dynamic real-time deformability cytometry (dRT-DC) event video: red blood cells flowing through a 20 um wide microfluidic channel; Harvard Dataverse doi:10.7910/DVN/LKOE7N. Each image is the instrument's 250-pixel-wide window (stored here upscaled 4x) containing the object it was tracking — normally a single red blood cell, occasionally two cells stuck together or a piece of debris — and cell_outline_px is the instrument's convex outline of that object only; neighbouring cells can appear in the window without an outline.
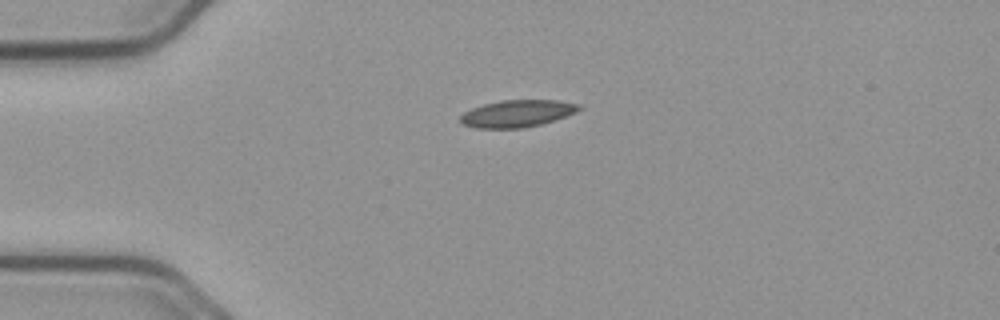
{"species": "common noctule bat (a hibernating species)", "species_latin": "Nyctalus noctula", "temperature_condition": "cold", "stored_images_in_passage": 43, "camera_frame_rate_fps": 3000, "um_per_image_px": 0.085, "animal": {"sex": "male", "body_mass_g": 23.1, "forearm_length_mm": 52.7}, "frame": {"image": 1, "passage_image": 1, "time_ms": 0.0, "image_size_px": [1000, 320], "cell_outline_px": [[584, 108], [576, 112], [540, 124], [524, 128], [476, 128], [464, 124], [460, 120], [460, 116], [464, 112], [472, 108], [484, 104], [500, 100], [560, 100], [580, 104]], "centroid_in_image_um": [43.98, 9.64], "position_along_channel_um": 41.0, "area_um2": 18.67}}
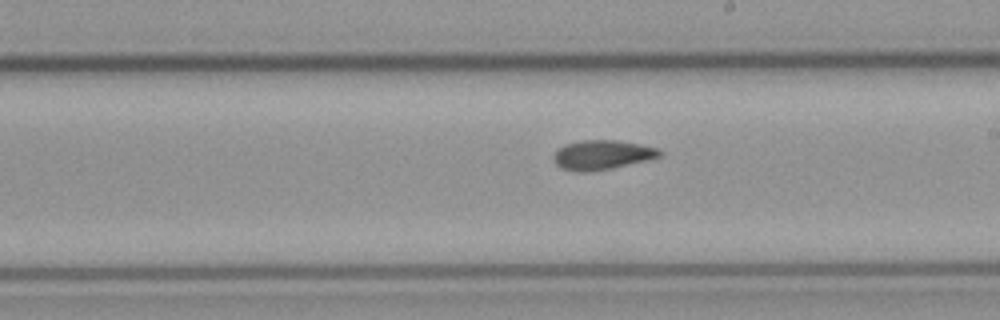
{"frame": {"image": 2, "passage_image": 19, "time_ms": 6.0, "image_size_px": [1000, 320], "cell_outline_px": [[664, 152], [660, 156], [648, 160], [612, 168], [588, 172], [576, 172], [560, 168], [556, 164], [552, 156], [564, 144], [580, 140], [616, 140], [640, 144], [656, 148]], "centroid_in_image_um": [51.16, 13.17], "position_along_channel_um": 237.8, "area_um2": 18.26}}
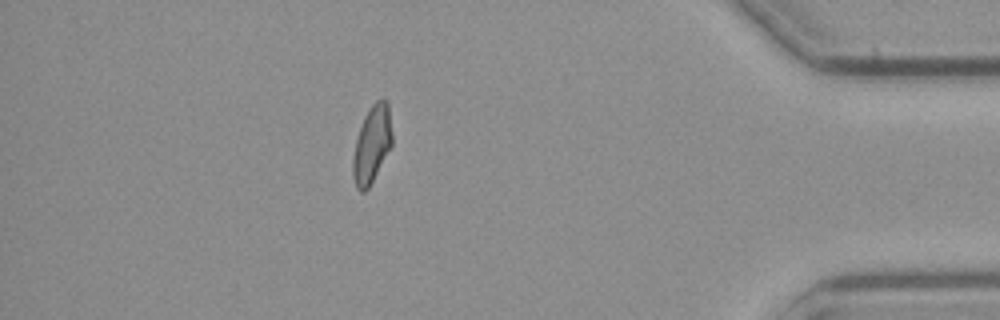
{"frame": {"image": 3, "passage_image": 36, "time_ms": 11.667, "image_size_px": [1000, 320], "cell_outline_px": [[392, 148], [368, 188], [364, 192], [360, 192], [356, 188], [352, 176], [352, 160], [356, 140], [364, 116], [372, 104], [376, 100], [384, 96], [388, 100], [392, 132]], "centroid_in_image_um": [31.63, 12.26], "position_along_channel_um": 403.6, "area_um2": 18.03}, "authors_computed_cell_mechanics": {"area_um2": 17.9758, "velocity_mm_per_s": 3.7316, "shape_relaxation_time_tau1_ms": null, "shape_relaxation_time_tau2_ms": 3.3458, "deformation_change_tau1": null, "deformation_change_tau2": 0.0971}}